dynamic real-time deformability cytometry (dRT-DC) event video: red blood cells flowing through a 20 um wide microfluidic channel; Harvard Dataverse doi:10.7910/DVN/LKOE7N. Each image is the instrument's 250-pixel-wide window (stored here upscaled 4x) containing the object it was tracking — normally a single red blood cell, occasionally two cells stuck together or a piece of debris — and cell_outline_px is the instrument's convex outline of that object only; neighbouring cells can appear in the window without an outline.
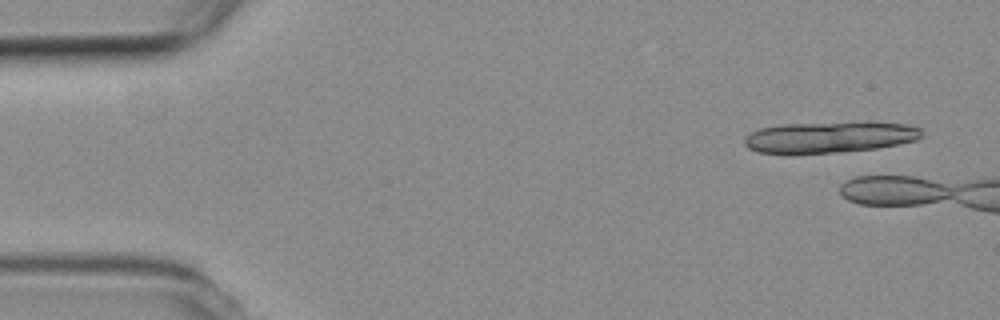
{"species": "common noctule bat (a hibernating species)", "species_latin": "Nyctalus noctula", "temperature_condition": "room temperature", "stored_images_in_passage": 7, "camera_frame_rate_fps": 3000, "um_per_image_px": 0.085, "animal": {"sex": "female", "body_mass_g": 19.3, "forearm_length_mm": 54.1}, "frame": {"image": 1, "passage_image": 3, "time_ms": 0.667, "image_size_px": [1000, 320], "cell_outline_px": [[924, 136], [916, 140], [900, 144], [876, 148], [836, 152], [792, 156], [788, 156], [760, 152], [748, 148], [744, 144], [744, 136], [760, 128], [780, 124], [904, 124], [920, 128]], "centroid_in_image_um": [70.39, 11.72], "position_along_channel_um": 14.6, "area_um2": 31.96}}